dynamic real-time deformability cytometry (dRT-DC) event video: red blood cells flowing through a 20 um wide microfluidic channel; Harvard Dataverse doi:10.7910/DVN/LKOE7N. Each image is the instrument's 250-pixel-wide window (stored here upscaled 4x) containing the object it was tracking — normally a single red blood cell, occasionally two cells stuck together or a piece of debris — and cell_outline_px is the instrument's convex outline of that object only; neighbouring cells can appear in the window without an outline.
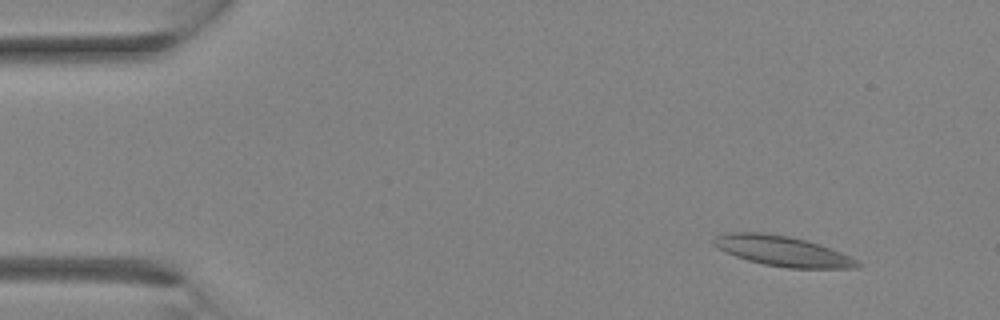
{"species": "Egyptian fruit bat (a non-hibernating species)", "species_latin": "Rousettus aegyptiacus", "temperature_condition": "room temperature", "stored_images_in_passage": 3, "camera_frame_rate_fps": 3000, "um_per_image_px": 0.085, "animal": {"sex": "female"}, "frame": {"image": 1, "passage_image": 1, "time_ms": 0.0, "image_size_px": [1000, 320], "cell_outline_px": [[864, 264], [856, 268], [788, 268], [764, 264], [748, 260], [736, 256], [716, 248], [712, 244], [712, 240], [716, 236], [724, 232], [764, 232], [788, 236], [804, 240], [852, 256]], "centroid_in_image_um": [66.49, 21.34], "position_along_channel_um": 18.5, "area_um2": 25.26}}